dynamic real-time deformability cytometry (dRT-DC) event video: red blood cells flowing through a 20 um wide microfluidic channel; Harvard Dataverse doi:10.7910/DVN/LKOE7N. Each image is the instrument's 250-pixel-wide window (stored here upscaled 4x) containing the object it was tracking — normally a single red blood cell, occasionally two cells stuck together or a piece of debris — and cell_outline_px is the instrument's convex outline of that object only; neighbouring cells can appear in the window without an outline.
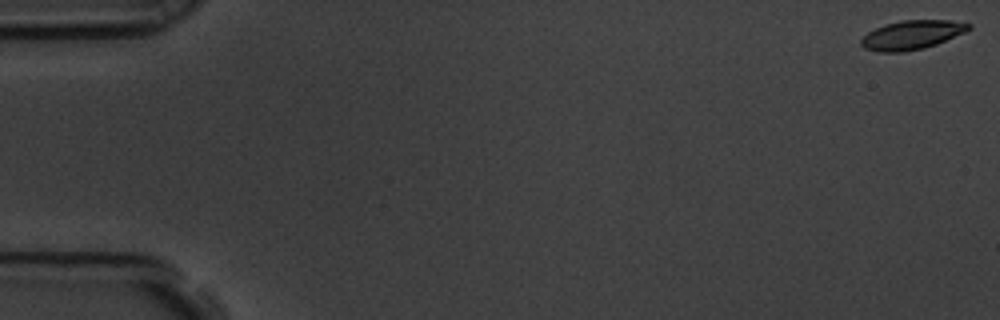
{"species": "common noctule bat (a hibernating species)", "species_latin": "Nyctalus noctula", "temperature_condition": "room temperature", "stored_images_in_passage": 58, "camera_frame_rate_fps": 3000, "um_per_image_px": 0.085, "animal": {"sex": "male", "body_mass_g": 19.5, "forearm_length_mm": 54.6}, "frame": {"image": 1, "passage_image": 1, "time_ms": 0.0, "image_size_px": [1000, 320], "cell_outline_px": [[972, 28], [964, 32], [936, 44], [924, 48], [900, 52], [880, 52], [864, 48], [860, 44], [860, 40], [868, 32], [884, 24], [904, 20], [948, 20], [972, 24]], "centroid_in_image_um": [77.49, 2.96], "position_along_channel_um": 7.5, "area_um2": 18.03}}
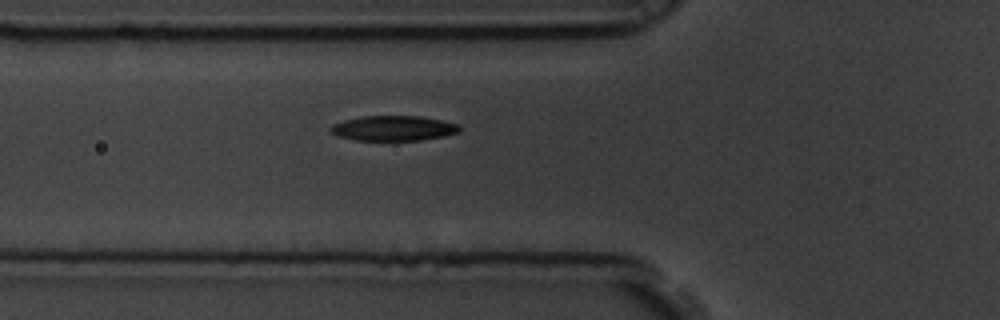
{"frame": {"image": 2, "passage_image": 21, "time_ms": 6.667, "image_size_px": [1000, 320], "cell_outline_px": [[460, 132], [444, 136], [420, 140], [356, 140], [340, 136], [332, 132], [328, 128], [332, 124], [344, 120], [360, 116], [420, 116], [460, 124]], "centroid_in_image_um": [33.45, 10.89], "position_along_channel_um": 92.3, "area_um2": 18.79}}
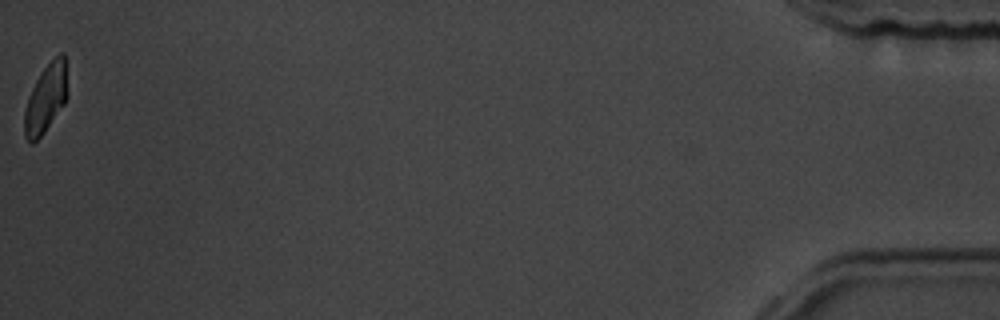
{"frame": {"image": 3, "passage_image": 58, "time_ms": 19.0, "image_size_px": [1000, 320], "cell_outline_px": [[68, 96], [64, 104], [44, 132], [32, 144], [28, 144], [24, 136], [24, 112], [28, 96], [40, 72], [60, 52], [64, 52], [68, 92]], "centroid_in_image_um": [3.89, 8.38], "position_along_channel_um": 431.3, "area_um2": 17.28}, "authors_computed_cell_mechanics": {"area_um2": 18.8139, "velocity_mm_per_s": 3.5535, "shape_relaxation_time_tau1_ms": 2.4124, "shape_relaxation_time_tau2_ms": 3.2391, "deformation_change_tau1": 0.1248, "deformation_change_tau2": 0.08}}